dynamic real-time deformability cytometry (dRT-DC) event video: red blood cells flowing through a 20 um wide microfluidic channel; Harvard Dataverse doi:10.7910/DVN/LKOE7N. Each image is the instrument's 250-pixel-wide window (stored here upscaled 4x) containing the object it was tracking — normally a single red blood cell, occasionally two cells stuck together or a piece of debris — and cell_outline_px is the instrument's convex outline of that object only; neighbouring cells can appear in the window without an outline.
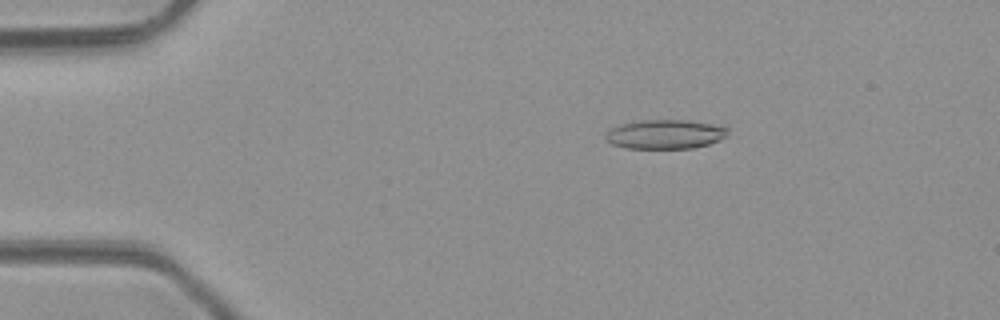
{"species": "common noctule bat (a hibernating species)", "species_latin": "Nyctalus noctula", "temperature_condition": "room temperature", "stored_images_in_passage": 3, "camera_frame_rate_fps": 3000, "um_per_image_px": 0.085, "animal": {"sex": "male", "body_mass_g": 23.1, "forearm_length_mm": 52.7}, "frame": {"image": 1, "passage_image": 1, "time_ms": 0.0, "image_size_px": [1000, 320], "cell_outline_px": [[728, 132], [720, 140], [708, 144], [692, 148], [624, 148], [612, 144], [604, 136], [608, 128], [620, 124], [640, 120], [688, 120], [712, 124], [728, 128]], "centroid_in_image_um": [56.49, 11.4], "position_along_channel_um": 28.5, "area_um2": 20.81}}